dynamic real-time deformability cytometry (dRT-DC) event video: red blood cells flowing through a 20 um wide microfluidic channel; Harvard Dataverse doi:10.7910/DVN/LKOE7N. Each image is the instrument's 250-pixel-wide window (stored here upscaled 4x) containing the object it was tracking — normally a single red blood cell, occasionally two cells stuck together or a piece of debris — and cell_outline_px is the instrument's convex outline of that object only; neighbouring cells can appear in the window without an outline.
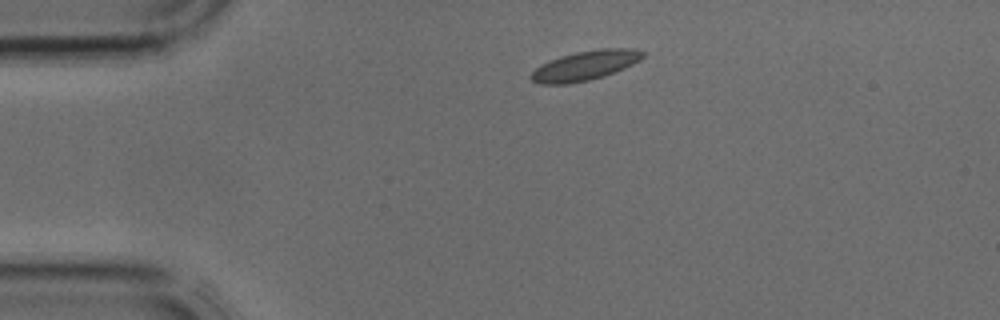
{"species": "common noctule bat (a hibernating species)", "species_latin": "Nyctalus noctula", "temperature_condition": "cold", "stored_images_in_passage": 2, "camera_frame_rate_fps": 3000, "um_per_image_px": 0.085, "animal": {"sex": "male", "body_mass_g": 17.9, "forearm_length_mm": 54.2}, "frame": {"image": 1, "passage_image": 1, "time_ms": 0.0, "image_size_px": [1000, 320], "cell_outline_px": [[644, 56], [640, 60], [624, 68], [604, 76], [588, 80], [568, 84], [540, 84], [532, 80], [528, 76], [536, 68], [560, 56], [576, 52], [604, 48], [632, 48], [644, 52]], "centroid_in_image_um": [49.74, 5.57], "position_along_channel_um": 35.3, "area_um2": 19.02}}